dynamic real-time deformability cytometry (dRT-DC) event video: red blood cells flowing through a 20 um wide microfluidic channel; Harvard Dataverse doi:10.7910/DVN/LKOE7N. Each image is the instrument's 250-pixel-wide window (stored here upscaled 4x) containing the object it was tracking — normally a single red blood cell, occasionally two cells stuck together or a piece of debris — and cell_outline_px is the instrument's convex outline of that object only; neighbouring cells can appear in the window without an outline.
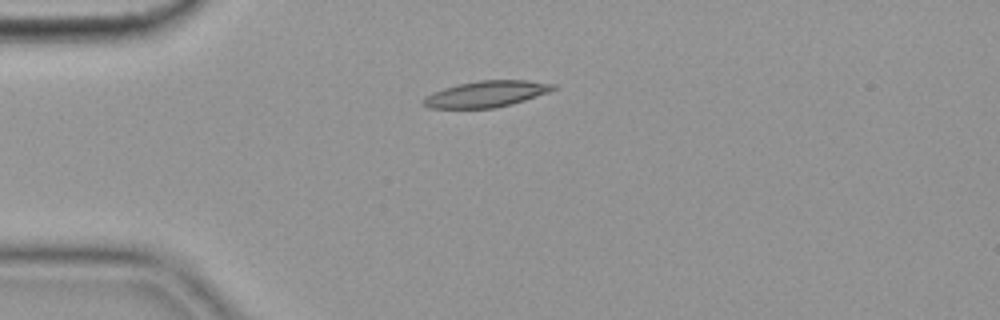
{"species": "common noctule bat (a hibernating species)", "species_latin": "Nyctalus noctula", "temperature_condition": "cold", "stored_images_in_passage": 35, "camera_frame_rate_fps": 3000, "um_per_image_px": 0.085, "animal": {"sex": "female", "body_mass_g": 19.9}, "frame": {"image": 1, "passage_image": 1, "time_ms": 0.0, "image_size_px": [1000, 320], "cell_outline_px": [[556, 88], [548, 92], [512, 104], [496, 108], [428, 108], [420, 104], [424, 96], [432, 92], [444, 88], [460, 84], [480, 80], [528, 80], [556, 84]], "centroid_in_image_um": [41.29, 7.99], "position_along_channel_um": 43.7, "area_um2": 19.88}}
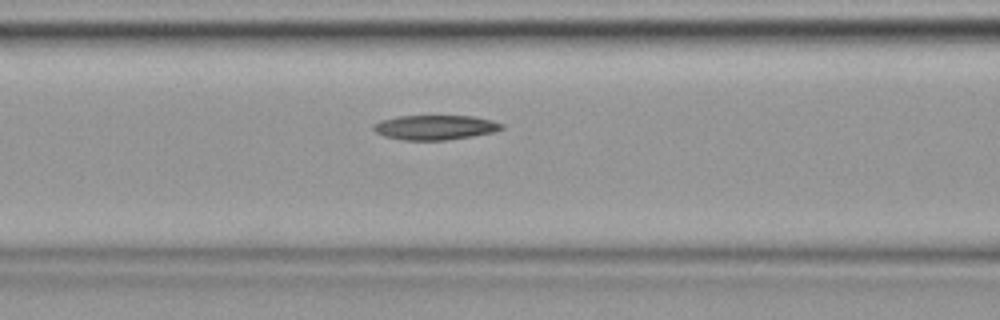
{"frame": {"image": 2, "passage_image": 10, "time_ms": 3.0, "image_size_px": [1000, 320], "cell_outline_px": [[504, 128], [492, 132], [472, 136], [448, 140], [404, 140], [384, 136], [376, 132], [372, 128], [372, 124], [380, 120], [396, 116], [472, 116], [492, 120], [504, 124]], "centroid_in_image_um": [36.96, 10.82], "position_along_channel_um": 129.6, "area_um2": 18.5}}
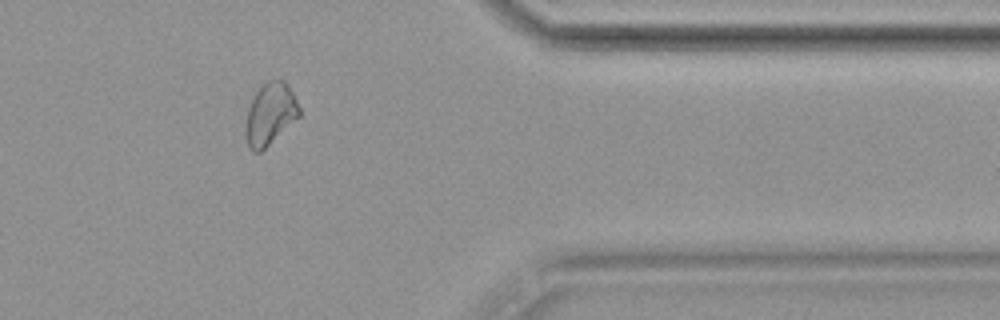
{"frame": {"image": 3, "passage_image": 33, "time_ms": 10.667, "image_size_px": [1000, 320], "cell_outline_px": [[300, 116], [260, 152], [252, 152], [248, 148], [244, 132], [248, 108], [256, 92], [268, 80], [284, 80], [288, 84], [300, 108]], "centroid_in_image_um": [22.95, 9.71], "position_along_channel_um": 388.5, "area_um2": 19.25}}